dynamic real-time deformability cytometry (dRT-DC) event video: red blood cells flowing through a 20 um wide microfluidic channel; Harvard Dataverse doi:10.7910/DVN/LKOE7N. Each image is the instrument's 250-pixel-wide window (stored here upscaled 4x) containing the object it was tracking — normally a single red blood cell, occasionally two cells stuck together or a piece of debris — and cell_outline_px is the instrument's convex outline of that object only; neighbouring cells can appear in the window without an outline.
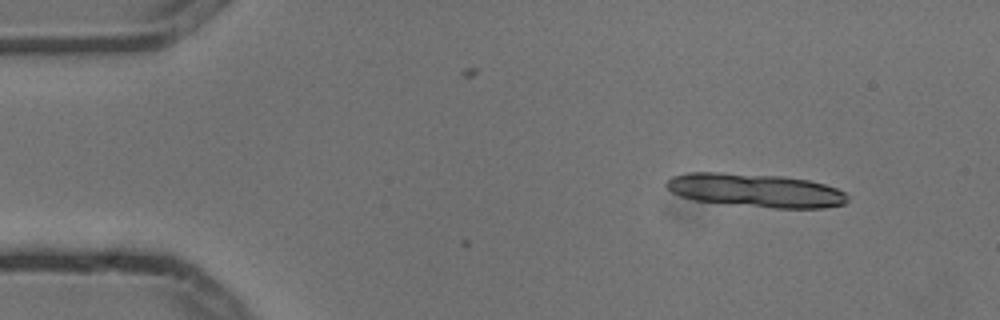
{"species": "common noctule bat (a hibernating species)", "species_latin": "Nyctalus noctula", "temperature_condition": "cold", "stored_images_in_passage": 2, "camera_frame_rate_fps": 3000, "um_per_image_px": 0.085, "animal": {"sex": "male", "body_mass_g": 13.3}, "frame": {"image": 1, "passage_image": 2, "time_ms": 0.333, "image_size_px": [1000, 320], "cell_outline_px": [[848, 200], [844, 204], [824, 208], [772, 208], [692, 200], [680, 196], [672, 192], [664, 184], [672, 176], [688, 172], [724, 172], [784, 176], [808, 180], [824, 184], [836, 188], [844, 192], [848, 196]], "centroid_in_image_um": [64.21, 16.17], "position_along_channel_um": 20.8, "area_um2": 35.6}}